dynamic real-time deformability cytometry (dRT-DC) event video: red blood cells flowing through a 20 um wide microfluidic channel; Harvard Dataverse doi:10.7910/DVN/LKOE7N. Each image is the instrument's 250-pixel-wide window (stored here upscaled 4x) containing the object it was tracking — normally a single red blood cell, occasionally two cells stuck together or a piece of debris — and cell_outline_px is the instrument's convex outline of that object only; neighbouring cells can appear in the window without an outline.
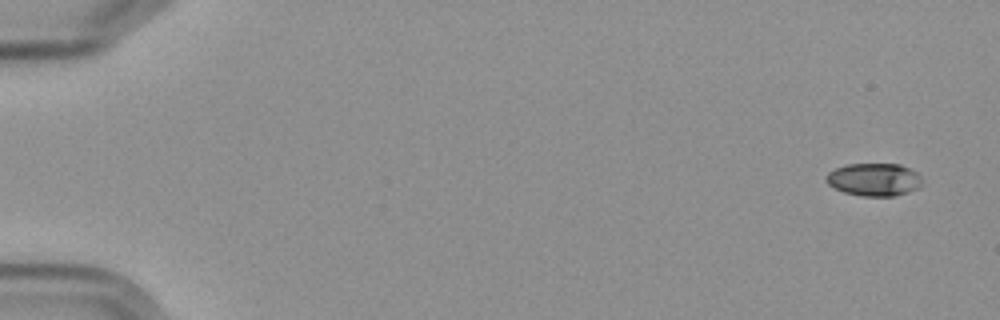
{"species": "Egyptian fruit bat (a non-hibernating species)", "species_latin": "Rousettus aegyptiacus", "temperature_condition": "cold", "stored_images_in_passage": 9, "camera_frame_rate_fps": 3000, "um_per_image_px": 0.085, "frame": {"image": 1, "passage_image": 1, "time_ms": 0.0, "image_size_px": [1000, 320], "cell_outline_px": [[924, 184], [920, 188], [896, 196], [860, 196], [844, 192], [832, 188], [824, 180], [824, 176], [828, 172], [836, 168], [848, 164], [900, 164], [916, 172], [920, 176]], "centroid_in_image_um": [74.29, 15.27], "position_along_channel_um": 10.7, "area_um2": 18.67}}
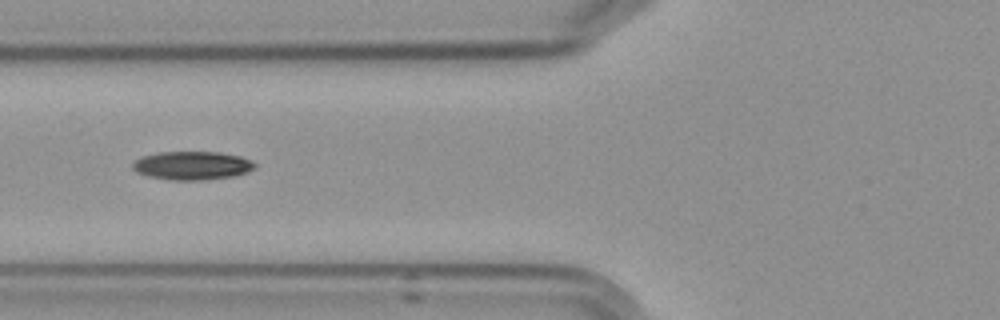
{"frame": {"image": 2, "passage_image": 7, "time_ms": 7.0, "image_size_px": [1000, 320], "cell_outline_px": [[256, 168], [248, 172], [236, 176], [204, 180], [172, 180], [148, 176], [136, 172], [132, 168], [132, 164], [140, 156], [156, 152], [220, 152], [240, 156], [252, 160], [256, 164]], "centroid_in_image_um": [16.35, 14.07], "position_along_channel_um": 109.4, "area_um2": 20.58}}
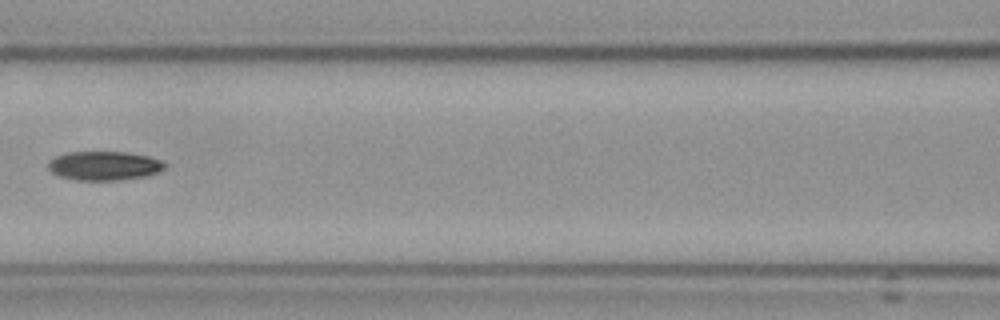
{"frame": {"image": 3, "passage_image": 8, "time_ms": 8.333, "image_size_px": [1000, 320], "cell_outline_px": [[168, 164], [164, 168], [156, 172], [144, 176], [116, 180], [80, 180], [60, 176], [52, 172], [48, 168], [48, 164], [56, 156], [64, 152], [124, 152], [148, 156], [160, 160]], "centroid_in_image_um": [8.85, 14.08], "position_along_channel_um": 157.8, "area_um2": 19.42}}